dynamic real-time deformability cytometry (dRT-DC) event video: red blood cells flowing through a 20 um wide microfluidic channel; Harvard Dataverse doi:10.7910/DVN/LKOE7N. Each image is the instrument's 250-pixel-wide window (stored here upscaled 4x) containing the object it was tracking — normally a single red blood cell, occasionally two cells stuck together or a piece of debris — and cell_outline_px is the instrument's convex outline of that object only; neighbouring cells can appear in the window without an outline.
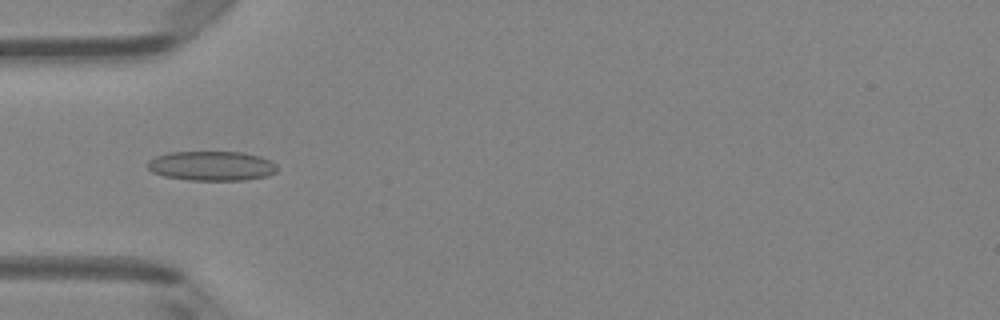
{"species": "Egyptian fruit bat (a non-hibernating species)", "species_latin": "Rousettus aegyptiacus", "temperature_condition": "room temperature", "stored_images_in_passage": 5, "camera_frame_rate_fps": 3000, "um_per_image_px": 0.085, "animal": {"sex": "female"}, "frame": {"image": 1, "passage_image": 5, "time_ms": 4.667, "image_size_px": [1000, 320], "cell_outline_px": [[276, 172], [268, 176], [244, 180], [188, 180], [164, 176], [152, 172], [148, 168], [148, 160], [156, 156], [168, 152], [244, 152], [260, 156], [272, 160], [276, 164]], "centroid_in_image_um": [18.01, 14.1], "position_along_channel_um": 67.0, "area_um2": 22.48}}